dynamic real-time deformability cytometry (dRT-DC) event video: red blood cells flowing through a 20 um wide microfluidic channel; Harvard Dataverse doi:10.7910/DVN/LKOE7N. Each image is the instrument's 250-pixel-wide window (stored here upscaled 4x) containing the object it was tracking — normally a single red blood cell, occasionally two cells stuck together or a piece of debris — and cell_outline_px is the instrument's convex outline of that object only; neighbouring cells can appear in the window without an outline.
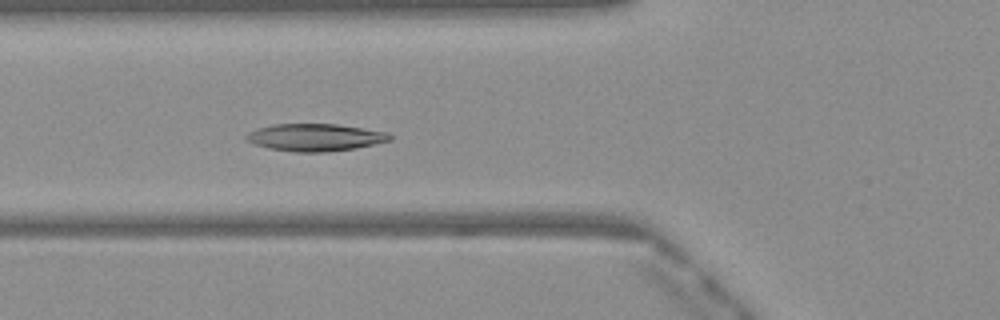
{"species": "Egyptian fruit bat (a non-hibernating species)", "species_latin": "Rousettus aegyptiacus", "temperature_condition": "warm", "stored_images_in_passage": 49, "camera_frame_rate_fps": 3000, "um_per_image_px": 0.085, "frame": {"image": 1, "passage_image": 18, "time_ms": 5.667, "image_size_px": [1000, 320], "cell_outline_px": [[392, 140], [356, 148], [328, 152], [296, 152], [268, 148], [244, 140], [244, 136], [248, 132], [256, 128], [272, 124], [336, 124], [388, 132], [392, 136]], "centroid_in_image_um": [26.76, 11.68], "position_along_channel_um": 99.0, "area_um2": 23.0}}
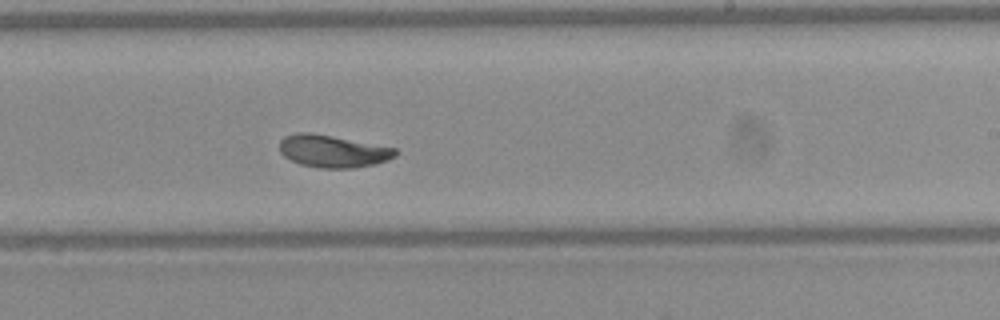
{"frame": {"image": 2, "passage_image": 30, "time_ms": 9.667, "image_size_px": [1000, 320], "cell_outline_px": [[396, 156], [388, 160], [376, 164], [352, 168], [316, 168], [300, 164], [284, 156], [280, 152], [280, 140], [284, 136], [296, 132], [308, 132], [332, 136], [396, 148]], "centroid_in_image_um": [28.27, 12.85], "position_along_channel_um": 260.7, "area_um2": 21.85}}
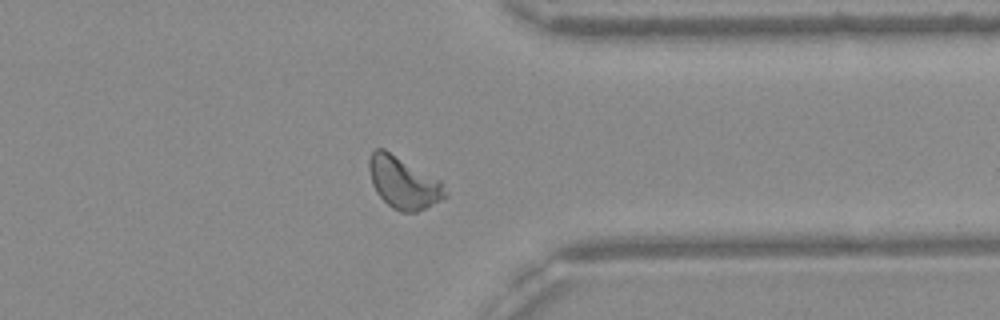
{"frame": {"image": 3, "passage_image": 39, "time_ms": 12.667, "image_size_px": [1000, 320], "cell_outline_px": [[448, 196], [416, 212], [400, 212], [392, 208], [376, 192], [372, 184], [368, 168], [368, 160], [372, 152], [376, 148], [384, 148], [440, 180], [448, 192]], "centroid_in_image_um": [34.28, 15.52], "position_along_channel_um": 377.1, "area_um2": 22.95}, "authors_computed_cell_mechanics": {"area_um2": 22.3686, "velocity_mm_per_s": 4.0345, "shape_relaxation_time_tau1_ms": 2.6341, "shape_relaxation_time_tau2_ms": 1.5696, "deformation_change_tau1": 0.1469, "deformation_change_tau2": 0.0666}}